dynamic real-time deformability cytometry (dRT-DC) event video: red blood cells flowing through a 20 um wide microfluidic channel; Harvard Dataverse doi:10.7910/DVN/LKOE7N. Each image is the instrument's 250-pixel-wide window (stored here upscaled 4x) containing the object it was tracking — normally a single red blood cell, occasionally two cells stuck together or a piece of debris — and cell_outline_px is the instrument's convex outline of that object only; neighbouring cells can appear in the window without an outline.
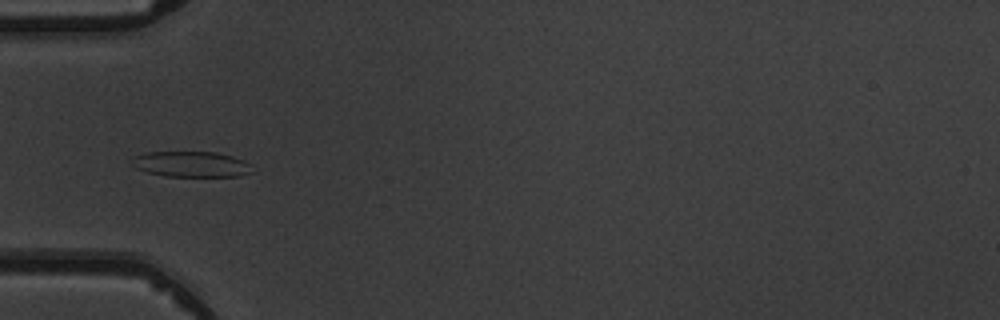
{"species": "common noctule bat (a hibernating species)", "species_latin": "Nyctalus noctula", "temperature_condition": "warm", "stored_images_in_passage": 8, "camera_frame_rate_fps": 3000, "um_per_image_px": 0.085, "animal": {"sex": "male", "body_mass_g": 19.5, "forearm_length_mm": 54.6}, "frame": {"image": 1, "passage_image": 5, "time_ms": 5.333, "image_size_px": [1000, 320], "cell_outline_px": [[252, 172], [240, 176], [164, 176], [148, 172], [136, 168], [132, 156], [144, 152], [216, 152], [232, 156], [244, 160], [252, 164]], "centroid_in_image_um": [16.29, 13.95], "position_along_channel_um": 68.7, "area_um2": 17.98}}
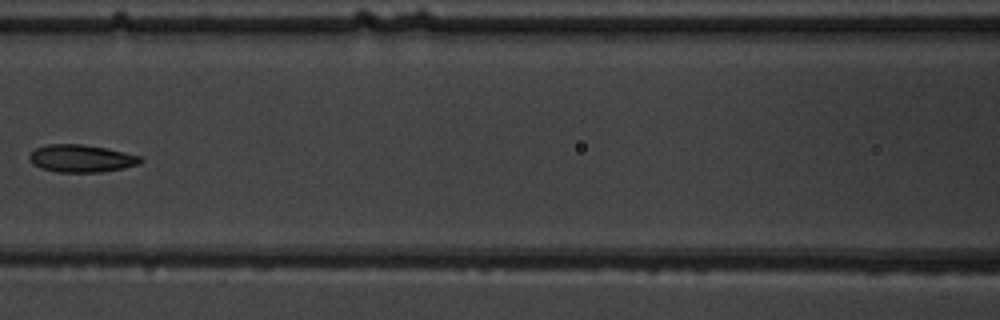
{"frame": {"image": 2, "passage_image": 7, "time_ms": 7.667, "image_size_px": [1000, 320], "cell_outline_px": [[144, 160], [140, 164], [124, 168], [100, 172], [56, 172], [40, 168], [32, 164], [28, 156], [36, 148], [48, 144], [80, 144], [104, 148], [124, 152], [140, 156]], "centroid_in_image_um": [6.91, 13.48], "position_along_channel_um": 159.7, "area_um2": 17.8}}
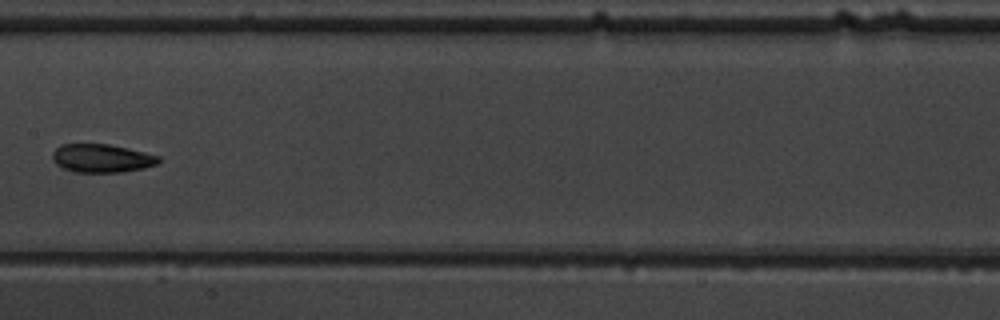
{"frame": {"image": 3, "passage_image": 8, "time_ms": 8.667, "image_size_px": [1000, 320], "cell_outline_px": [[160, 160], [156, 164], [144, 168], [120, 172], [72, 172], [56, 164], [52, 160], [52, 152], [60, 144], [108, 144], [128, 148], [160, 156]], "centroid_in_image_um": [8.62, 13.45], "position_along_channel_um": 198.8, "area_um2": 17.57}}